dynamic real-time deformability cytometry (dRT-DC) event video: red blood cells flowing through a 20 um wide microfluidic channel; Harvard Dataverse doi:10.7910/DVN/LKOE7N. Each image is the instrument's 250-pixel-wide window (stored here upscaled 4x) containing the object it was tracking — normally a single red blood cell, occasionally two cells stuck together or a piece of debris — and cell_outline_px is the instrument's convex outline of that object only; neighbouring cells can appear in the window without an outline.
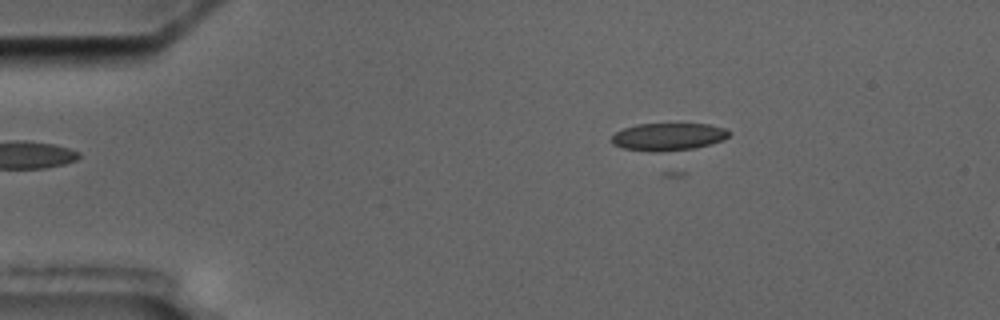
{"species": "common noctule bat (a hibernating species)", "species_latin": "Nyctalus noctula", "temperature_condition": "cold", "stored_images_in_passage": 2, "camera_frame_rate_fps": 3000, "um_per_image_px": 0.085, "animal": {"sex": "male", "body_mass_g": 17.5, "forearm_length_mm": 52.3}, "frame": {"image": 1, "passage_image": 1, "time_ms": 0.0, "image_size_px": [1000, 320], "cell_outline_px": [[732, 132], [724, 140], [692, 148], [656, 152], [652, 152], [624, 148], [612, 144], [612, 136], [616, 132], [624, 128], [636, 124], [708, 124], [724, 128]], "centroid_in_image_um": [56.79, 11.61], "position_along_channel_um": 28.2, "area_um2": 18.67}}